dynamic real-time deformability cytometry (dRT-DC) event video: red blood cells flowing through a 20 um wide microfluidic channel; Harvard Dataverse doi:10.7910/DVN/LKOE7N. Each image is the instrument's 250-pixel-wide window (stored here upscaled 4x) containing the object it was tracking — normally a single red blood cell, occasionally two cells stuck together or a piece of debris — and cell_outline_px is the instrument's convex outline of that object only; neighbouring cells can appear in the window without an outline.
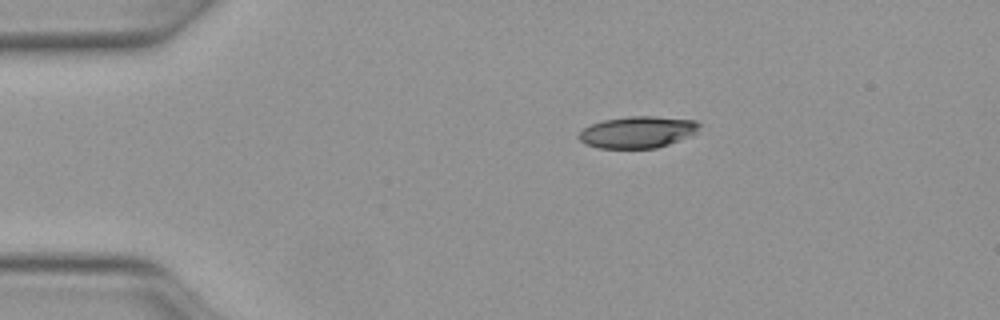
{"species": "Egyptian fruit bat (a non-hibernating species)", "species_latin": "Rousettus aegyptiacus", "temperature_condition": "warm", "stored_images_in_passage": 41, "camera_frame_rate_fps": 3000, "um_per_image_px": 0.085, "animal": {"sex": "female"}, "frame": {"image": 1, "passage_image": 1, "time_ms": 0.0, "image_size_px": [1000, 320], "cell_outline_px": [[700, 124], [696, 132], [680, 140], [656, 148], [600, 148], [584, 144], [576, 136], [584, 128], [592, 124], [604, 120], [628, 116], [656, 116], [696, 120]], "centroid_in_image_um": [54.18, 11.22], "position_along_channel_um": 30.8, "area_um2": 22.2}}
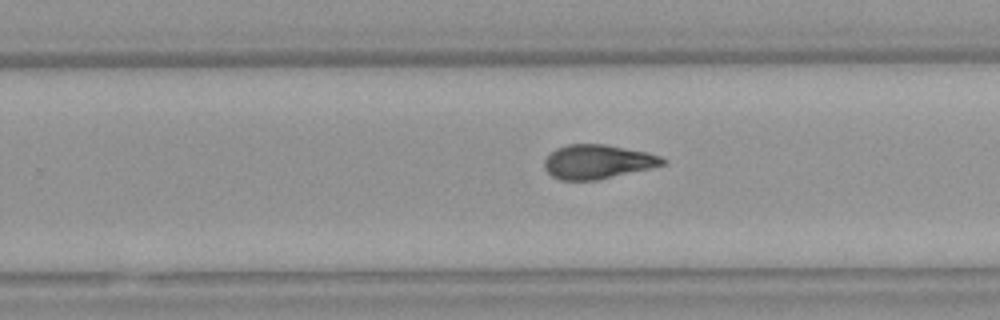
{"frame": {"image": 2, "passage_image": 23, "time_ms": 7.333, "image_size_px": [1000, 320], "cell_outline_px": [[668, 160], [664, 164], [652, 168], [596, 180], [560, 180], [552, 176], [544, 168], [544, 160], [556, 148], [568, 144], [604, 144], [648, 152], [660, 156]], "centroid_in_image_um": [50.81, 13.74], "position_along_channel_um": 279.0, "area_um2": 23.52}}
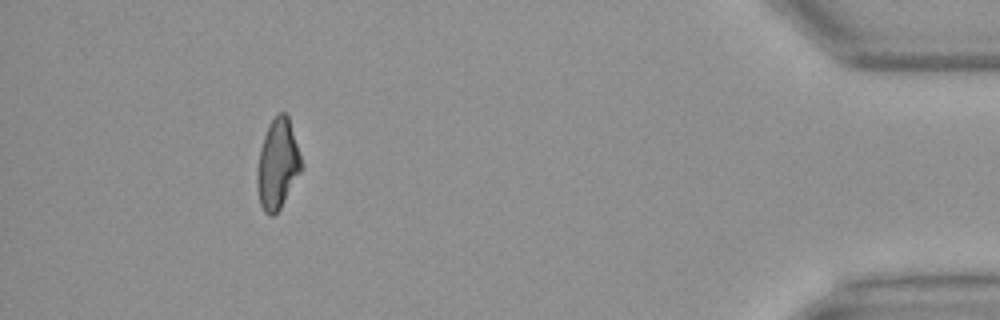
{"frame": {"image": 3, "passage_image": 37, "time_ms": 12.0, "image_size_px": [1000, 320], "cell_outline_px": [[304, 168], [280, 208], [272, 216], [268, 216], [264, 212], [260, 204], [256, 184], [256, 172], [260, 148], [268, 124], [280, 112], [284, 112], [288, 116], [304, 164]], "centroid_in_image_um": [23.61, 13.97], "position_along_channel_um": 411.6, "area_um2": 23.47}, "authors_computed_cell_mechanics": {"area_um2": 23.5824, "velocity_mm_per_s": 4.1289, "shape_relaxation_time_tau1_ms": null, "shape_relaxation_time_tau2_ms": 4.2631, "deformation_change_tau1": null, "deformation_change_tau2": 0.1109}}